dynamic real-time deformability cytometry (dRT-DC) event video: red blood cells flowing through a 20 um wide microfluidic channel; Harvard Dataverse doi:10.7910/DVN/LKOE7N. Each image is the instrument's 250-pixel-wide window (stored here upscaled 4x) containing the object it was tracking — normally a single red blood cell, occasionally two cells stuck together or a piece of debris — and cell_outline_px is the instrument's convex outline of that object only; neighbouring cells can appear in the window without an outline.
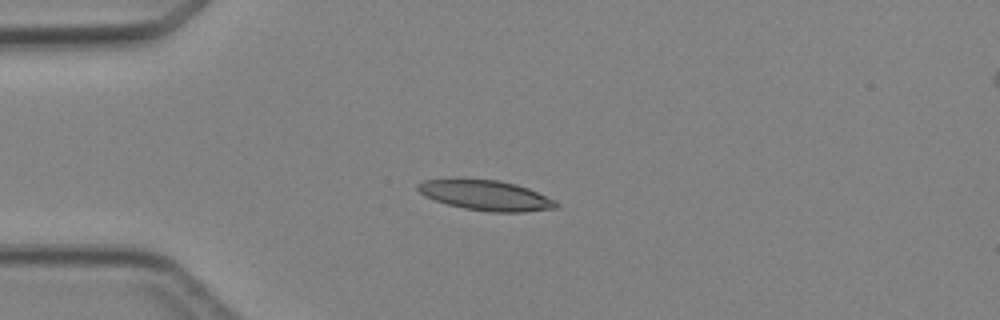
{"species": "Egyptian fruit bat (a non-hibernating species)", "species_latin": "Rousettus aegyptiacus", "temperature_condition": "cold", "stored_images_in_passage": 2, "camera_frame_rate_fps": 3000, "um_per_image_px": 0.085, "animal": {"sex": "female"}, "frame": {"image": 1, "passage_image": 2, "time_ms": 2.0, "image_size_px": [1000, 320], "cell_outline_px": [[560, 204], [556, 208], [524, 212], [492, 212], [464, 208], [448, 204], [424, 196], [416, 188], [416, 184], [424, 180], [452, 176], [500, 180], [516, 184], [528, 188], [556, 200]], "centroid_in_image_um": [41.24, 16.56], "position_along_channel_um": 43.8, "area_um2": 25.09}}